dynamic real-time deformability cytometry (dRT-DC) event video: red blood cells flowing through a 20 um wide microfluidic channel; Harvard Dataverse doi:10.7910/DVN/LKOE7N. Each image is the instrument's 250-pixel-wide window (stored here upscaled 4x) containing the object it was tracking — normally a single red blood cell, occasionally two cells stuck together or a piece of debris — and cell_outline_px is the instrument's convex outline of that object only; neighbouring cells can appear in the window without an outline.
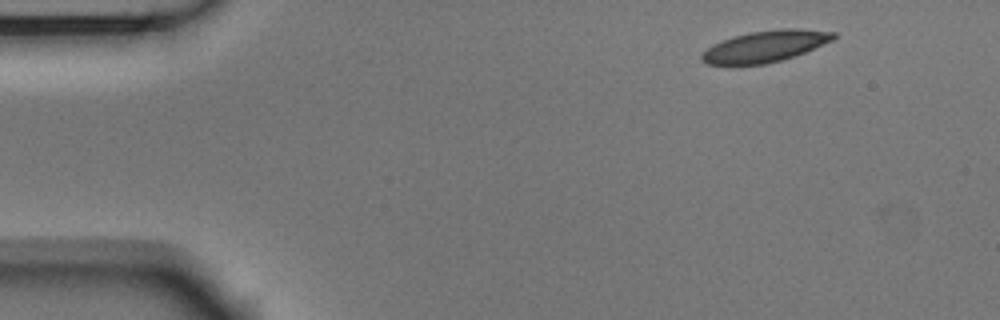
{"species": "Egyptian fruit bat (a non-hibernating species)", "species_latin": "Rousettus aegyptiacus", "temperature_condition": "room temperature", "stored_images_in_passage": 48, "camera_frame_rate_fps": 3000, "um_per_image_px": 0.085, "animal": {"sex": "male"}, "frame": {"image": 1, "passage_image": 1, "time_ms": 0.0, "image_size_px": [1000, 320], "cell_outline_px": [[836, 36], [832, 40], [804, 52], [780, 60], [764, 64], [708, 64], [700, 60], [700, 52], [712, 44], [732, 36], [752, 32], [780, 28], [800, 28], [836, 32]], "centroid_in_image_um": [64.99, 3.92], "position_along_channel_um": 20.0, "area_um2": 23.99}}
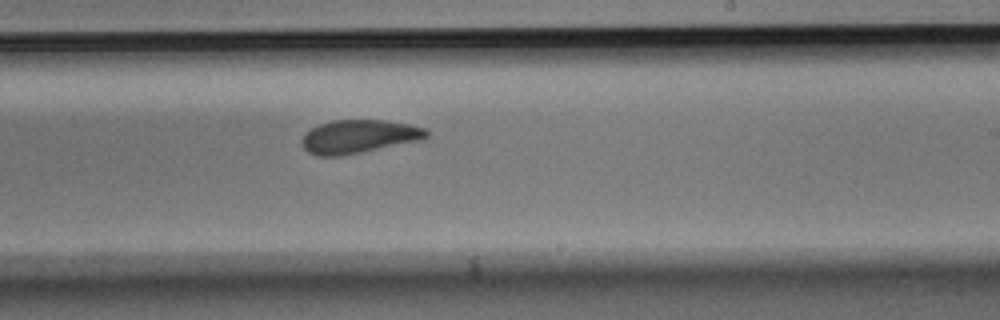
{"frame": {"image": 2, "passage_image": 27, "time_ms": 8.667, "image_size_px": [1000, 320], "cell_outline_px": [[428, 136], [420, 140], [340, 156], [316, 156], [308, 152], [300, 144], [300, 140], [304, 132], [320, 124], [332, 120], [384, 120], [408, 124], [424, 128], [428, 132]], "centroid_in_image_um": [30.43, 11.6], "position_along_channel_um": 258.6, "area_um2": 24.16}}
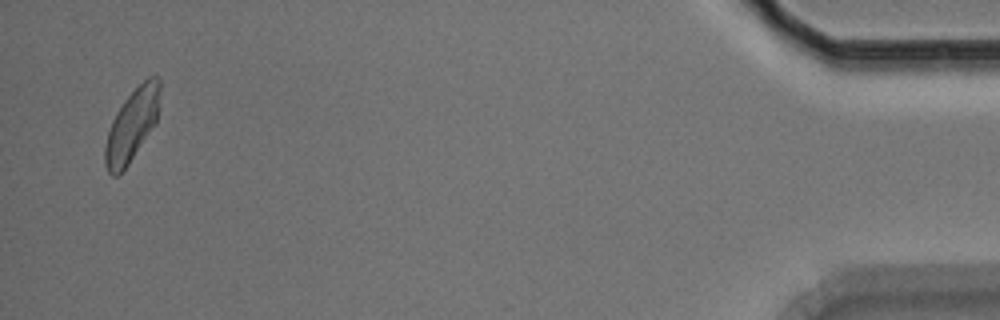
{"frame": {"image": 3, "passage_image": 47, "time_ms": 15.333, "image_size_px": [1000, 320], "cell_outline_px": [[160, 88], [156, 124], [128, 164], [116, 176], [112, 176], [108, 172], [104, 164], [104, 148], [108, 132], [112, 120], [116, 112], [124, 100], [148, 76], [156, 76], [160, 80]], "centroid_in_image_um": [11.2, 10.64], "position_along_channel_um": 424.0, "area_um2": 22.83}, "authors_computed_cell_mechanics": {"area_um2": 24.3916, "velocity_mm_per_s": 3.7381, "shape_relaxation_time_tau1_ms": 4.0132, "shape_relaxation_time_tau2_ms": 3.0143, "deformation_change_tau1": 0.1146, "deformation_change_tau2": 0.0684}}